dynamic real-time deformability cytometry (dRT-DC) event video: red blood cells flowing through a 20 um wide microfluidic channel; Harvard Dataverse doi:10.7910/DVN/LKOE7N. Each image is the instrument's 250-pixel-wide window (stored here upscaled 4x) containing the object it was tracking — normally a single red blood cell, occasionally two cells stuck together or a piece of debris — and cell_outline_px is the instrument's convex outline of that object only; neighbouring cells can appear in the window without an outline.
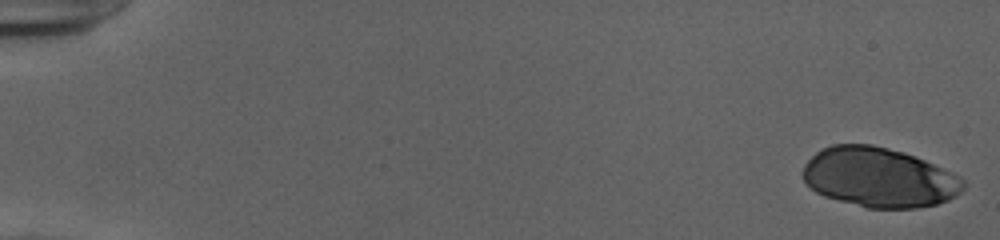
{"species": "human", "species_latin": "Homo sapiens", "temperature_condition": "cold", "stored_images_in_passage": 52, "segment_of_instrument_passage": [1, 2], "camera_frame_rate_fps": 3000, "um_per_image_px": 0.085, "donor": {"sex": "female"}, "frame": {"image": 1, "passage_image": 1, "time_ms": 0.0, "image_size_px": [1000, 240], "cell_outline_px": [[964, 188], [956, 196], [948, 200], [936, 204], [916, 208], [868, 208], [824, 196], [816, 192], [804, 180], [804, 164], [816, 152], [832, 144], [872, 144], [904, 152], [924, 160], [964, 180]], "centroid_in_image_um": [74.7, 15.08], "position_along_channel_um": 10.3, "area_um2": 55.2}}
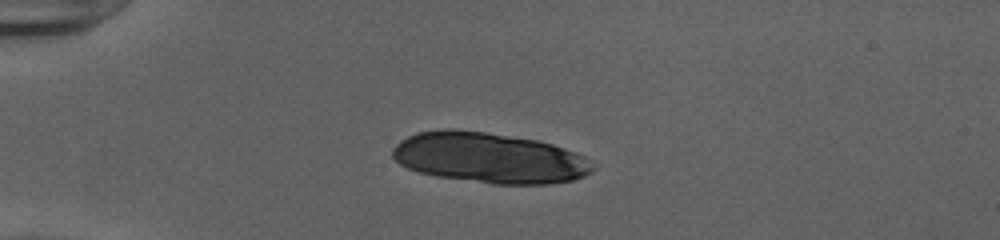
{"frame": {"image": 2, "passage_image": 14, "time_ms": 4.333, "image_size_px": [1000, 240], "cell_outline_px": [[596, 168], [592, 172], [584, 176], [572, 180], [548, 184], [492, 184], [436, 176], [420, 172], [408, 168], [400, 164], [392, 156], [392, 148], [400, 140], [416, 132], [444, 128], [452, 128], [484, 132], [536, 140], [552, 144], [564, 148], [584, 156], [596, 164]], "centroid_in_image_um": [41.59, 13.41], "position_along_channel_um": 43.4, "area_um2": 59.13}}